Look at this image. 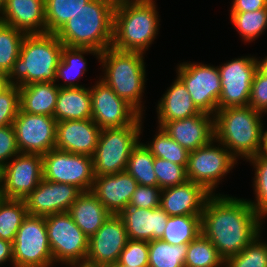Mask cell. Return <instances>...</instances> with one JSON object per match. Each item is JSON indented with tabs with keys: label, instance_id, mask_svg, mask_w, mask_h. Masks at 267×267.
<instances>
[{
	"label": "cell",
	"instance_id": "1",
	"mask_svg": "<svg viewBox=\"0 0 267 267\" xmlns=\"http://www.w3.org/2000/svg\"><path fill=\"white\" fill-rule=\"evenodd\" d=\"M263 222L247 198L215 194L207 199L201 214V233L226 261L263 231Z\"/></svg>",
	"mask_w": 267,
	"mask_h": 267
},
{
	"label": "cell",
	"instance_id": "2",
	"mask_svg": "<svg viewBox=\"0 0 267 267\" xmlns=\"http://www.w3.org/2000/svg\"><path fill=\"white\" fill-rule=\"evenodd\" d=\"M113 0H90L56 33L64 46L91 48L102 52L111 47Z\"/></svg>",
	"mask_w": 267,
	"mask_h": 267
},
{
	"label": "cell",
	"instance_id": "3",
	"mask_svg": "<svg viewBox=\"0 0 267 267\" xmlns=\"http://www.w3.org/2000/svg\"><path fill=\"white\" fill-rule=\"evenodd\" d=\"M157 10L156 1L117 3L111 47L146 54L159 34L161 24Z\"/></svg>",
	"mask_w": 267,
	"mask_h": 267
},
{
	"label": "cell",
	"instance_id": "4",
	"mask_svg": "<svg viewBox=\"0 0 267 267\" xmlns=\"http://www.w3.org/2000/svg\"><path fill=\"white\" fill-rule=\"evenodd\" d=\"M63 43L56 34H26L19 57L9 72L10 85L22 87L32 83L55 82Z\"/></svg>",
	"mask_w": 267,
	"mask_h": 267
},
{
	"label": "cell",
	"instance_id": "5",
	"mask_svg": "<svg viewBox=\"0 0 267 267\" xmlns=\"http://www.w3.org/2000/svg\"><path fill=\"white\" fill-rule=\"evenodd\" d=\"M264 114L248 106L218 109L214 115V138L243 161L261 152Z\"/></svg>",
	"mask_w": 267,
	"mask_h": 267
},
{
	"label": "cell",
	"instance_id": "6",
	"mask_svg": "<svg viewBox=\"0 0 267 267\" xmlns=\"http://www.w3.org/2000/svg\"><path fill=\"white\" fill-rule=\"evenodd\" d=\"M144 56L141 52L120 51L109 47L101 52L99 58L100 69L104 72L99 76L100 79L142 116L145 114L143 96L148 80Z\"/></svg>",
	"mask_w": 267,
	"mask_h": 267
},
{
	"label": "cell",
	"instance_id": "7",
	"mask_svg": "<svg viewBox=\"0 0 267 267\" xmlns=\"http://www.w3.org/2000/svg\"><path fill=\"white\" fill-rule=\"evenodd\" d=\"M143 121L141 124L101 129L98 145L92 156L95 176L126 171L131 151L141 141Z\"/></svg>",
	"mask_w": 267,
	"mask_h": 267
},
{
	"label": "cell",
	"instance_id": "8",
	"mask_svg": "<svg viewBox=\"0 0 267 267\" xmlns=\"http://www.w3.org/2000/svg\"><path fill=\"white\" fill-rule=\"evenodd\" d=\"M237 163L225 146L213 138L203 147L189 152L187 178L203 186L211 195L221 194L215 193L216 188Z\"/></svg>",
	"mask_w": 267,
	"mask_h": 267
},
{
	"label": "cell",
	"instance_id": "9",
	"mask_svg": "<svg viewBox=\"0 0 267 267\" xmlns=\"http://www.w3.org/2000/svg\"><path fill=\"white\" fill-rule=\"evenodd\" d=\"M12 250V267H56L57 265H54L50 250L45 217L28 214L15 235Z\"/></svg>",
	"mask_w": 267,
	"mask_h": 267
},
{
	"label": "cell",
	"instance_id": "10",
	"mask_svg": "<svg viewBox=\"0 0 267 267\" xmlns=\"http://www.w3.org/2000/svg\"><path fill=\"white\" fill-rule=\"evenodd\" d=\"M50 250L56 263H85L89 238L68 212L45 217Z\"/></svg>",
	"mask_w": 267,
	"mask_h": 267
},
{
	"label": "cell",
	"instance_id": "11",
	"mask_svg": "<svg viewBox=\"0 0 267 267\" xmlns=\"http://www.w3.org/2000/svg\"><path fill=\"white\" fill-rule=\"evenodd\" d=\"M175 70L196 107L201 112L215 115L222 91L218 65L185 61L178 63Z\"/></svg>",
	"mask_w": 267,
	"mask_h": 267
},
{
	"label": "cell",
	"instance_id": "12",
	"mask_svg": "<svg viewBox=\"0 0 267 267\" xmlns=\"http://www.w3.org/2000/svg\"><path fill=\"white\" fill-rule=\"evenodd\" d=\"M42 157L43 179L91 191L95 179L92 156L52 149Z\"/></svg>",
	"mask_w": 267,
	"mask_h": 267
},
{
	"label": "cell",
	"instance_id": "13",
	"mask_svg": "<svg viewBox=\"0 0 267 267\" xmlns=\"http://www.w3.org/2000/svg\"><path fill=\"white\" fill-rule=\"evenodd\" d=\"M222 91L218 109L248 106L254 75L258 70L256 56L233 58L218 66Z\"/></svg>",
	"mask_w": 267,
	"mask_h": 267
},
{
	"label": "cell",
	"instance_id": "14",
	"mask_svg": "<svg viewBox=\"0 0 267 267\" xmlns=\"http://www.w3.org/2000/svg\"><path fill=\"white\" fill-rule=\"evenodd\" d=\"M98 80L90 87L91 119L97 126L101 129H107L141 124L145 117L127 101L117 96L100 77Z\"/></svg>",
	"mask_w": 267,
	"mask_h": 267
},
{
	"label": "cell",
	"instance_id": "15",
	"mask_svg": "<svg viewBox=\"0 0 267 267\" xmlns=\"http://www.w3.org/2000/svg\"><path fill=\"white\" fill-rule=\"evenodd\" d=\"M20 153L46 154L55 149L57 121L53 116L23 112L12 123Z\"/></svg>",
	"mask_w": 267,
	"mask_h": 267
},
{
	"label": "cell",
	"instance_id": "16",
	"mask_svg": "<svg viewBox=\"0 0 267 267\" xmlns=\"http://www.w3.org/2000/svg\"><path fill=\"white\" fill-rule=\"evenodd\" d=\"M5 198L25 199L43 179L41 154L19 153L1 168Z\"/></svg>",
	"mask_w": 267,
	"mask_h": 267
},
{
	"label": "cell",
	"instance_id": "17",
	"mask_svg": "<svg viewBox=\"0 0 267 267\" xmlns=\"http://www.w3.org/2000/svg\"><path fill=\"white\" fill-rule=\"evenodd\" d=\"M129 240L122 218L112 215L89 237L85 259L90 267H107L118 262Z\"/></svg>",
	"mask_w": 267,
	"mask_h": 267
},
{
	"label": "cell",
	"instance_id": "18",
	"mask_svg": "<svg viewBox=\"0 0 267 267\" xmlns=\"http://www.w3.org/2000/svg\"><path fill=\"white\" fill-rule=\"evenodd\" d=\"M81 193L75 185L42 179L24 202L29 215L46 217L68 212Z\"/></svg>",
	"mask_w": 267,
	"mask_h": 267
},
{
	"label": "cell",
	"instance_id": "19",
	"mask_svg": "<svg viewBox=\"0 0 267 267\" xmlns=\"http://www.w3.org/2000/svg\"><path fill=\"white\" fill-rule=\"evenodd\" d=\"M180 146L189 152L208 144L214 138V115L202 112L189 118L156 121Z\"/></svg>",
	"mask_w": 267,
	"mask_h": 267
},
{
	"label": "cell",
	"instance_id": "20",
	"mask_svg": "<svg viewBox=\"0 0 267 267\" xmlns=\"http://www.w3.org/2000/svg\"><path fill=\"white\" fill-rule=\"evenodd\" d=\"M101 128L92 119L57 122L55 149L93 156Z\"/></svg>",
	"mask_w": 267,
	"mask_h": 267
},
{
	"label": "cell",
	"instance_id": "21",
	"mask_svg": "<svg viewBox=\"0 0 267 267\" xmlns=\"http://www.w3.org/2000/svg\"><path fill=\"white\" fill-rule=\"evenodd\" d=\"M210 196L203 186L188 180L162 189L160 207L168 216H201Z\"/></svg>",
	"mask_w": 267,
	"mask_h": 267
},
{
	"label": "cell",
	"instance_id": "22",
	"mask_svg": "<svg viewBox=\"0 0 267 267\" xmlns=\"http://www.w3.org/2000/svg\"><path fill=\"white\" fill-rule=\"evenodd\" d=\"M137 181L127 172L95 176L91 192L112 215H119L128 207Z\"/></svg>",
	"mask_w": 267,
	"mask_h": 267
},
{
	"label": "cell",
	"instance_id": "23",
	"mask_svg": "<svg viewBox=\"0 0 267 267\" xmlns=\"http://www.w3.org/2000/svg\"><path fill=\"white\" fill-rule=\"evenodd\" d=\"M119 216L129 239L148 242L162 238L169 217L160 206L153 209L128 206Z\"/></svg>",
	"mask_w": 267,
	"mask_h": 267
},
{
	"label": "cell",
	"instance_id": "24",
	"mask_svg": "<svg viewBox=\"0 0 267 267\" xmlns=\"http://www.w3.org/2000/svg\"><path fill=\"white\" fill-rule=\"evenodd\" d=\"M0 22L25 34L46 33L45 0H7Z\"/></svg>",
	"mask_w": 267,
	"mask_h": 267
},
{
	"label": "cell",
	"instance_id": "25",
	"mask_svg": "<svg viewBox=\"0 0 267 267\" xmlns=\"http://www.w3.org/2000/svg\"><path fill=\"white\" fill-rule=\"evenodd\" d=\"M155 106H157V121L185 119L202 113L193 103L186 86L177 76Z\"/></svg>",
	"mask_w": 267,
	"mask_h": 267
},
{
	"label": "cell",
	"instance_id": "26",
	"mask_svg": "<svg viewBox=\"0 0 267 267\" xmlns=\"http://www.w3.org/2000/svg\"><path fill=\"white\" fill-rule=\"evenodd\" d=\"M90 54L95 56L99 62L101 52L97 50L91 48L63 46L54 83L59 88H81L86 86L84 84H80L77 80L83 78L85 73L88 71V63L84 55ZM59 80H63V82L60 83Z\"/></svg>",
	"mask_w": 267,
	"mask_h": 267
},
{
	"label": "cell",
	"instance_id": "27",
	"mask_svg": "<svg viewBox=\"0 0 267 267\" xmlns=\"http://www.w3.org/2000/svg\"><path fill=\"white\" fill-rule=\"evenodd\" d=\"M68 213L88 238L95 234L111 216L91 191L82 192L71 205Z\"/></svg>",
	"mask_w": 267,
	"mask_h": 267
},
{
	"label": "cell",
	"instance_id": "28",
	"mask_svg": "<svg viewBox=\"0 0 267 267\" xmlns=\"http://www.w3.org/2000/svg\"><path fill=\"white\" fill-rule=\"evenodd\" d=\"M92 116L89 87L59 88L53 117L57 122L64 120H87Z\"/></svg>",
	"mask_w": 267,
	"mask_h": 267
},
{
	"label": "cell",
	"instance_id": "29",
	"mask_svg": "<svg viewBox=\"0 0 267 267\" xmlns=\"http://www.w3.org/2000/svg\"><path fill=\"white\" fill-rule=\"evenodd\" d=\"M59 87L54 82L19 87V106L23 112L53 116Z\"/></svg>",
	"mask_w": 267,
	"mask_h": 267
},
{
	"label": "cell",
	"instance_id": "30",
	"mask_svg": "<svg viewBox=\"0 0 267 267\" xmlns=\"http://www.w3.org/2000/svg\"><path fill=\"white\" fill-rule=\"evenodd\" d=\"M201 233V216H169L161 240L171 245L190 243Z\"/></svg>",
	"mask_w": 267,
	"mask_h": 267
},
{
	"label": "cell",
	"instance_id": "31",
	"mask_svg": "<svg viewBox=\"0 0 267 267\" xmlns=\"http://www.w3.org/2000/svg\"><path fill=\"white\" fill-rule=\"evenodd\" d=\"M126 171L138 184L158 187L156 174L154 172V156L145 147L143 142L139 141L132 149Z\"/></svg>",
	"mask_w": 267,
	"mask_h": 267
},
{
	"label": "cell",
	"instance_id": "32",
	"mask_svg": "<svg viewBox=\"0 0 267 267\" xmlns=\"http://www.w3.org/2000/svg\"><path fill=\"white\" fill-rule=\"evenodd\" d=\"M188 243L171 245L161 239L149 241L148 267H185Z\"/></svg>",
	"mask_w": 267,
	"mask_h": 267
},
{
	"label": "cell",
	"instance_id": "33",
	"mask_svg": "<svg viewBox=\"0 0 267 267\" xmlns=\"http://www.w3.org/2000/svg\"><path fill=\"white\" fill-rule=\"evenodd\" d=\"M185 267H225V260L211 241L200 233L188 243Z\"/></svg>",
	"mask_w": 267,
	"mask_h": 267
},
{
	"label": "cell",
	"instance_id": "34",
	"mask_svg": "<svg viewBox=\"0 0 267 267\" xmlns=\"http://www.w3.org/2000/svg\"><path fill=\"white\" fill-rule=\"evenodd\" d=\"M154 138L147 141L145 147L152 153L154 157L166 159L167 161L187 167L189 151L180 146L173 140L162 127H156Z\"/></svg>",
	"mask_w": 267,
	"mask_h": 267
},
{
	"label": "cell",
	"instance_id": "35",
	"mask_svg": "<svg viewBox=\"0 0 267 267\" xmlns=\"http://www.w3.org/2000/svg\"><path fill=\"white\" fill-rule=\"evenodd\" d=\"M232 25L242 37V42L257 40L267 29V9L250 12H230Z\"/></svg>",
	"mask_w": 267,
	"mask_h": 267
},
{
	"label": "cell",
	"instance_id": "36",
	"mask_svg": "<svg viewBox=\"0 0 267 267\" xmlns=\"http://www.w3.org/2000/svg\"><path fill=\"white\" fill-rule=\"evenodd\" d=\"M246 162L251 163L253 169H255L254 177H252L255 198L254 200H247L257 214L265 221V217L267 218V154L260 152L247 159Z\"/></svg>",
	"mask_w": 267,
	"mask_h": 267
},
{
	"label": "cell",
	"instance_id": "37",
	"mask_svg": "<svg viewBox=\"0 0 267 267\" xmlns=\"http://www.w3.org/2000/svg\"><path fill=\"white\" fill-rule=\"evenodd\" d=\"M28 215L23 199H7L0 204V239L13 243L22 221Z\"/></svg>",
	"mask_w": 267,
	"mask_h": 267
},
{
	"label": "cell",
	"instance_id": "38",
	"mask_svg": "<svg viewBox=\"0 0 267 267\" xmlns=\"http://www.w3.org/2000/svg\"><path fill=\"white\" fill-rule=\"evenodd\" d=\"M90 0H45L46 33L56 34Z\"/></svg>",
	"mask_w": 267,
	"mask_h": 267
},
{
	"label": "cell",
	"instance_id": "39",
	"mask_svg": "<svg viewBox=\"0 0 267 267\" xmlns=\"http://www.w3.org/2000/svg\"><path fill=\"white\" fill-rule=\"evenodd\" d=\"M25 33L8 24L0 22V68L9 74L19 57Z\"/></svg>",
	"mask_w": 267,
	"mask_h": 267
},
{
	"label": "cell",
	"instance_id": "40",
	"mask_svg": "<svg viewBox=\"0 0 267 267\" xmlns=\"http://www.w3.org/2000/svg\"><path fill=\"white\" fill-rule=\"evenodd\" d=\"M261 235L260 232L240 253L229 257L225 267H267V242Z\"/></svg>",
	"mask_w": 267,
	"mask_h": 267
},
{
	"label": "cell",
	"instance_id": "41",
	"mask_svg": "<svg viewBox=\"0 0 267 267\" xmlns=\"http://www.w3.org/2000/svg\"><path fill=\"white\" fill-rule=\"evenodd\" d=\"M154 172L156 174L158 187L161 189L176 186L188 181L186 168L167 161L154 157Z\"/></svg>",
	"mask_w": 267,
	"mask_h": 267
},
{
	"label": "cell",
	"instance_id": "42",
	"mask_svg": "<svg viewBox=\"0 0 267 267\" xmlns=\"http://www.w3.org/2000/svg\"><path fill=\"white\" fill-rule=\"evenodd\" d=\"M149 242L129 239L118 263L130 267H148Z\"/></svg>",
	"mask_w": 267,
	"mask_h": 267
},
{
	"label": "cell",
	"instance_id": "43",
	"mask_svg": "<svg viewBox=\"0 0 267 267\" xmlns=\"http://www.w3.org/2000/svg\"><path fill=\"white\" fill-rule=\"evenodd\" d=\"M19 108V87L10 85L0 94V127L12 125Z\"/></svg>",
	"mask_w": 267,
	"mask_h": 267
},
{
	"label": "cell",
	"instance_id": "44",
	"mask_svg": "<svg viewBox=\"0 0 267 267\" xmlns=\"http://www.w3.org/2000/svg\"><path fill=\"white\" fill-rule=\"evenodd\" d=\"M161 192L160 187L138 184L128 206L144 209L157 208L160 206Z\"/></svg>",
	"mask_w": 267,
	"mask_h": 267
},
{
	"label": "cell",
	"instance_id": "45",
	"mask_svg": "<svg viewBox=\"0 0 267 267\" xmlns=\"http://www.w3.org/2000/svg\"><path fill=\"white\" fill-rule=\"evenodd\" d=\"M248 105L264 115L267 114V76L259 70L253 78Z\"/></svg>",
	"mask_w": 267,
	"mask_h": 267
},
{
	"label": "cell",
	"instance_id": "46",
	"mask_svg": "<svg viewBox=\"0 0 267 267\" xmlns=\"http://www.w3.org/2000/svg\"><path fill=\"white\" fill-rule=\"evenodd\" d=\"M19 153L13 125L0 127V168Z\"/></svg>",
	"mask_w": 267,
	"mask_h": 267
},
{
	"label": "cell",
	"instance_id": "47",
	"mask_svg": "<svg viewBox=\"0 0 267 267\" xmlns=\"http://www.w3.org/2000/svg\"><path fill=\"white\" fill-rule=\"evenodd\" d=\"M230 12H250L267 9V0H232Z\"/></svg>",
	"mask_w": 267,
	"mask_h": 267
},
{
	"label": "cell",
	"instance_id": "48",
	"mask_svg": "<svg viewBox=\"0 0 267 267\" xmlns=\"http://www.w3.org/2000/svg\"><path fill=\"white\" fill-rule=\"evenodd\" d=\"M8 261L11 263V265L13 264L12 243L0 239V266H2L4 263Z\"/></svg>",
	"mask_w": 267,
	"mask_h": 267
},
{
	"label": "cell",
	"instance_id": "49",
	"mask_svg": "<svg viewBox=\"0 0 267 267\" xmlns=\"http://www.w3.org/2000/svg\"><path fill=\"white\" fill-rule=\"evenodd\" d=\"M257 64H258V70L267 76V56L263 57V59L260 57H256Z\"/></svg>",
	"mask_w": 267,
	"mask_h": 267
},
{
	"label": "cell",
	"instance_id": "50",
	"mask_svg": "<svg viewBox=\"0 0 267 267\" xmlns=\"http://www.w3.org/2000/svg\"><path fill=\"white\" fill-rule=\"evenodd\" d=\"M264 124H262V134H261V152L267 154V130L264 129Z\"/></svg>",
	"mask_w": 267,
	"mask_h": 267
},
{
	"label": "cell",
	"instance_id": "51",
	"mask_svg": "<svg viewBox=\"0 0 267 267\" xmlns=\"http://www.w3.org/2000/svg\"><path fill=\"white\" fill-rule=\"evenodd\" d=\"M10 86L8 78H0V94Z\"/></svg>",
	"mask_w": 267,
	"mask_h": 267
},
{
	"label": "cell",
	"instance_id": "52",
	"mask_svg": "<svg viewBox=\"0 0 267 267\" xmlns=\"http://www.w3.org/2000/svg\"><path fill=\"white\" fill-rule=\"evenodd\" d=\"M65 267H90L87 263H61Z\"/></svg>",
	"mask_w": 267,
	"mask_h": 267
},
{
	"label": "cell",
	"instance_id": "53",
	"mask_svg": "<svg viewBox=\"0 0 267 267\" xmlns=\"http://www.w3.org/2000/svg\"><path fill=\"white\" fill-rule=\"evenodd\" d=\"M116 4L123 2H141V1H156V0H113Z\"/></svg>",
	"mask_w": 267,
	"mask_h": 267
},
{
	"label": "cell",
	"instance_id": "54",
	"mask_svg": "<svg viewBox=\"0 0 267 267\" xmlns=\"http://www.w3.org/2000/svg\"><path fill=\"white\" fill-rule=\"evenodd\" d=\"M5 200L3 186H0V204Z\"/></svg>",
	"mask_w": 267,
	"mask_h": 267
},
{
	"label": "cell",
	"instance_id": "55",
	"mask_svg": "<svg viewBox=\"0 0 267 267\" xmlns=\"http://www.w3.org/2000/svg\"><path fill=\"white\" fill-rule=\"evenodd\" d=\"M107 267H130V266H125V265H122V264H119L118 262L115 263V264H112V265H109Z\"/></svg>",
	"mask_w": 267,
	"mask_h": 267
},
{
	"label": "cell",
	"instance_id": "56",
	"mask_svg": "<svg viewBox=\"0 0 267 267\" xmlns=\"http://www.w3.org/2000/svg\"><path fill=\"white\" fill-rule=\"evenodd\" d=\"M0 78H8L7 74L0 68Z\"/></svg>",
	"mask_w": 267,
	"mask_h": 267
},
{
	"label": "cell",
	"instance_id": "57",
	"mask_svg": "<svg viewBox=\"0 0 267 267\" xmlns=\"http://www.w3.org/2000/svg\"><path fill=\"white\" fill-rule=\"evenodd\" d=\"M7 0H0V12L3 9V7L5 6Z\"/></svg>",
	"mask_w": 267,
	"mask_h": 267
},
{
	"label": "cell",
	"instance_id": "58",
	"mask_svg": "<svg viewBox=\"0 0 267 267\" xmlns=\"http://www.w3.org/2000/svg\"><path fill=\"white\" fill-rule=\"evenodd\" d=\"M1 177H2V175H1V168H0V186H3L2 182H1Z\"/></svg>",
	"mask_w": 267,
	"mask_h": 267
}]
</instances>
